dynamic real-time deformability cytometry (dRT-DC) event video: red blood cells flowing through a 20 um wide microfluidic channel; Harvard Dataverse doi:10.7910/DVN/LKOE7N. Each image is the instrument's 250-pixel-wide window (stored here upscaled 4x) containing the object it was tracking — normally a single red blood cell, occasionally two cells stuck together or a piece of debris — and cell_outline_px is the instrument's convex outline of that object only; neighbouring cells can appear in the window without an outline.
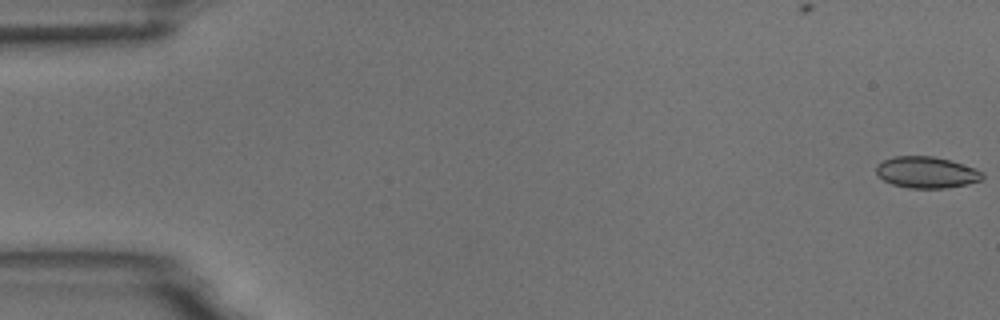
{"species": "common noctule bat (a hibernating species)", "species_latin": "Nyctalus noctula", "temperature_condition": "room temperature", "stored_images_in_passage": 16, "camera_frame_rate_fps": 3000, "um_per_image_px": 0.085, "animal": {"sex": "male", "body_mass_g": 18.8}, "frame": {"image": 1, "passage_image": 1, "time_ms": 0.0, "image_size_px": [1000, 320], "cell_outline_px": [[984, 176], [980, 180], [968, 184], [944, 188], [908, 188], [892, 184], [884, 180], [876, 172], [876, 164], [892, 156], [932, 156], [948, 160], [984, 172]], "centroid_in_image_um": [78.72, 14.65], "position_along_channel_um": 6.3, "area_um2": 19.25}}
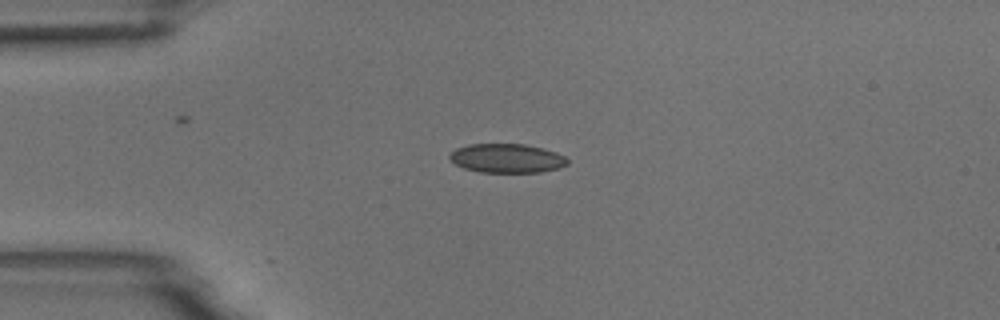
{"frame": {"image": 2, "passage_image": 14, "time_ms": 4.333, "image_size_px": [1000, 320], "cell_outline_px": [[568, 164], [560, 168], [540, 172], [480, 172], [464, 168], [456, 164], [448, 156], [456, 148], [468, 144], [524, 144], [544, 148], [556, 152], [564, 156], [568, 160]], "centroid_in_image_um": [43.1, 13.45], "position_along_channel_um": 41.9, "area_um2": 19.94}}